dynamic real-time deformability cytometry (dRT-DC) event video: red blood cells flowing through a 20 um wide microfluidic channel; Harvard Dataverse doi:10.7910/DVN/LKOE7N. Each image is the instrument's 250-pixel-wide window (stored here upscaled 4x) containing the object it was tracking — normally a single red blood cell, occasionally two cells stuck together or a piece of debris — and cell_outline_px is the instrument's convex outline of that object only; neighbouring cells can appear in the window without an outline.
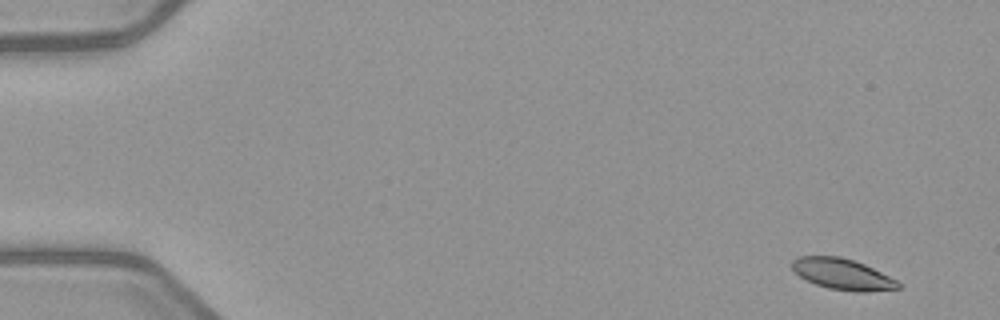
{"species": "common noctule bat (a hibernating species)", "species_latin": "Nyctalus noctula", "temperature_condition": "warm", "stored_images_in_passage": 5, "segment_of_instrument_passage": [2, 2], "camera_frame_rate_fps": 3000, "um_per_image_px": 0.085, "animal": {"sex": "female", "body_mass_g": 21.9}, "frame": {"image": 1, "passage_image": 5, "time_ms": 5.667, "image_size_px": [1000, 320], "cell_outline_px": [[900, 288], [868, 292], [852, 292], [828, 288], [816, 284], [800, 276], [792, 268], [792, 260], [800, 256], [840, 256], [864, 264], [896, 280], [900, 284]], "centroid_in_image_um": [71.61, 23.31], "position_along_channel_um": 13.4, "area_um2": 18.96}}